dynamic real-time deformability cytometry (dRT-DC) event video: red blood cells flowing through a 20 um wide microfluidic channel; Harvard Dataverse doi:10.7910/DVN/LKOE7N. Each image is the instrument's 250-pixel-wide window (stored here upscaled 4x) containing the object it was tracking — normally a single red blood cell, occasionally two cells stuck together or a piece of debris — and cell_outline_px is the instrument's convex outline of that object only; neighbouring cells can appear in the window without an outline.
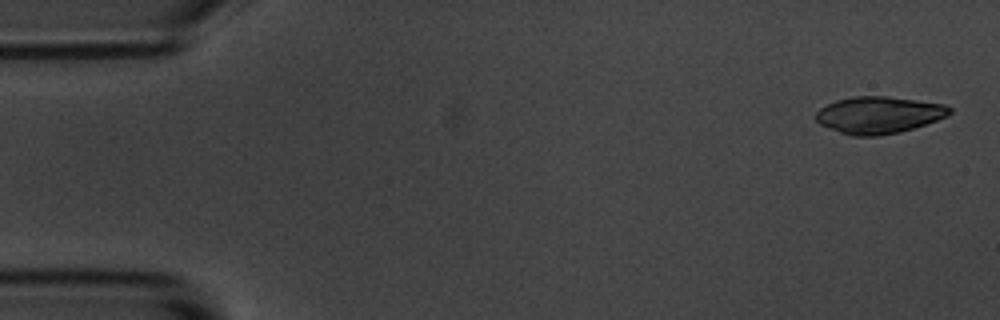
{"species": "common noctule bat (a hibernating species)", "species_latin": "Nyctalus noctula", "temperature_condition": "room temperature", "stored_images_in_passage": 7, "camera_frame_rate_fps": 3000, "um_per_image_px": 0.085, "animal": {"sex": "male", "body_mass_g": 20.1, "forearm_length_mm": 53.5}, "frame": {"image": 1, "passage_image": 1, "time_ms": 0.0, "image_size_px": [1000, 320], "cell_outline_px": [[952, 112], [948, 116], [900, 132], [876, 136], [852, 136], [840, 132], [820, 124], [816, 120], [816, 112], [820, 108], [836, 100], [852, 96], [888, 96], [944, 104], [952, 108]], "centroid_in_image_um": [74.7, 9.76], "position_along_channel_um": 10.3, "area_um2": 28.67}}
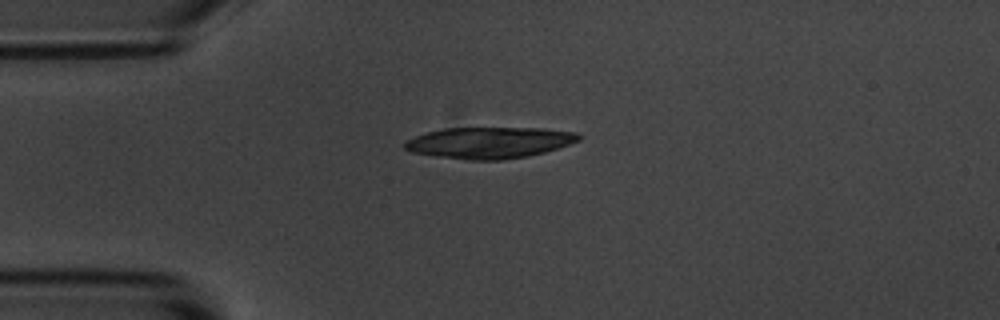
{"frame": {"image": 2, "passage_image": 4, "time_ms": 3.667, "image_size_px": [1000, 320], "cell_outline_px": [[580, 140], [544, 152], [528, 156], [500, 160], [468, 160], [436, 156], [412, 152], [404, 148], [404, 140], [428, 132], [444, 128], [544, 128], [576, 132], [580, 136]], "centroid_in_image_um": [41.57, 12.12], "position_along_channel_um": 43.4, "area_um2": 31.62}}